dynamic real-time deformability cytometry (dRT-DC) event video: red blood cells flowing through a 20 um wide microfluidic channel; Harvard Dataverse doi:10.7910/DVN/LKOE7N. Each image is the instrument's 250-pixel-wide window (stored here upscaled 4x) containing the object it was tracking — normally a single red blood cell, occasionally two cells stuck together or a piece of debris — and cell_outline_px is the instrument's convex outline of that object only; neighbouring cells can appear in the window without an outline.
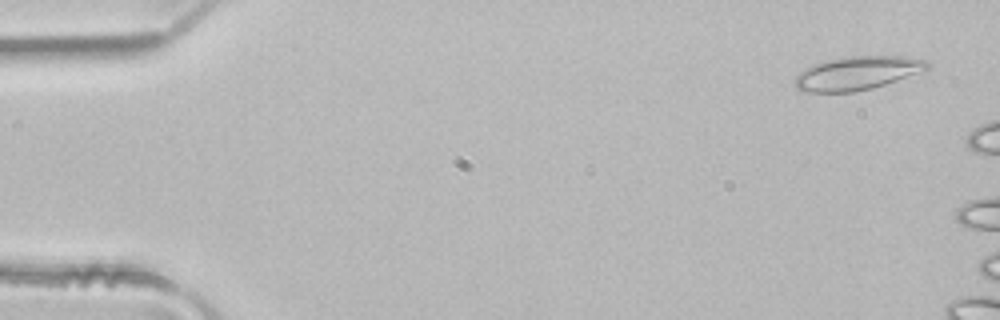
{"species": "common noctule bat (a hibernating species)", "species_latin": "Nyctalus noctula", "temperature_condition": "room temperature", "stored_images_in_passage": 3, "camera_frame_rate_fps": 3000, "um_per_image_px": 0.085, "animal": {"sex": "male", "body_mass_g": 21.5, "forearm_length_mm": 52.0}, "frame": {"image": 1, "passage_image": 1, "time_ms": 0.0, "image_size_px": [1000, 320], "cell_outline_px": [[928, 68], [896, 80], [872, 88], [856, 92], [804, 92], [796, 88], [792, 84], [792, 80], [804, 68], [812, 64], [824, 60], [848, 56], [900, 56], [924, 60], [928, 64]], "centroid_in_image_um": [72.72, 6.22], "position_along_channel_um": 12.3, "area_um2": 25.78}}